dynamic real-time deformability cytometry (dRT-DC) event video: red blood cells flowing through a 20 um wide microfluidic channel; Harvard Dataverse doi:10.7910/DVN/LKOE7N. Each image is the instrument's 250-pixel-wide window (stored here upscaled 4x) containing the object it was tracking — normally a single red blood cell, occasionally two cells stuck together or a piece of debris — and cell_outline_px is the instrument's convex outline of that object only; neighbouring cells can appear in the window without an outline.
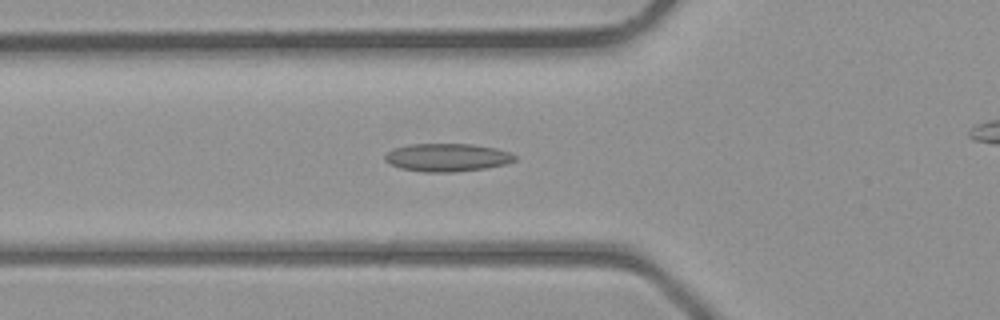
{"species": "common noctule bat (a hibernating species)", "species_latin": "Nyctalus noctula", "temperature_condition": "room temperature", "stored_images_in_passage": 36, "camera_frame_rate_fps": 3000, "um_per_image_px": 0.085, "animal": {"sex": "male", "body_mass_g": 23.1, "forearm_length_mm": 52.7}, "frame": {"image": 1, "passage_image": 14, "time_ms": 4.333, "image_size_px": [1000, 320], "cell_outline_px": [[516, 160], [508, 164], [488, 168], [456, 172], [424, 172], [400, 168], [384, 160], [384, 156], [392, 148], [408, 144], [472, 144], [496, 148], [508, 152], [516, 156]], "centroid_in_image_um": [38.02, 13.39], "position_along_channel_um": 87.8, "area_um2": 21.39}}
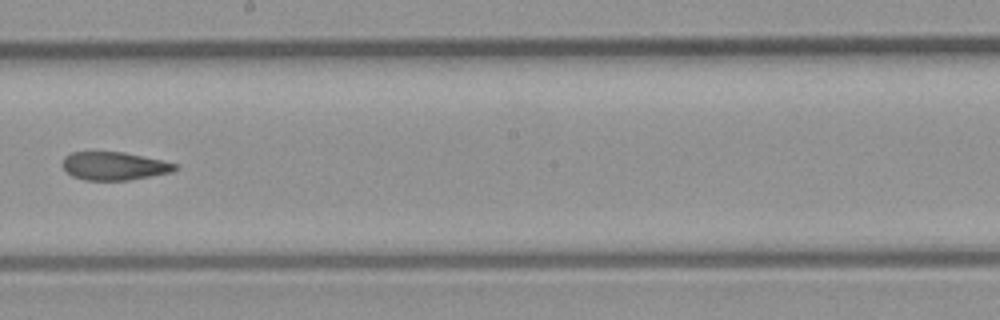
{"frame": {"image": 2, "passage_image": 23, "time_ms": 7.333, "image_size_px": [1000, 320], "cell_outline_px": [[176, 168], [172, 172], [128, 180], [84, 180], [72, 176], [64, 168], [64, 156], [72, 152], [124, 152], [160, 160], [176, 164]], "centroid_in_image_um": [9.68, 14.11], "position_along_channel_um": 238.5, "area_um2": 18.15}}
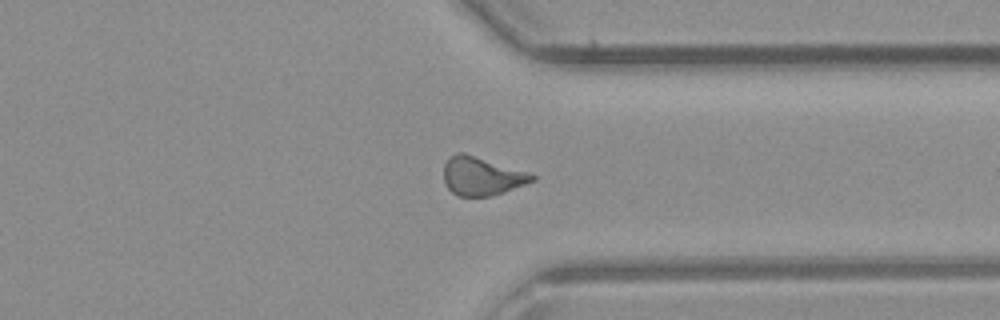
{"frame": {"image": 3, "passage_image": 31, "time_ms": 10.0, "image_size_px": [1000, 320], "cell_outline_px": [[536, 180], [504, 192], [492, 196], [456, 196], [444, 184], [444, 164], [456, 152], [464, 152], [528, 172], [536, 176]], "centroid_in_image_um": [40.94, 14.98], "position_along_channel_um": 370.5, "area_um2": 19.83}}